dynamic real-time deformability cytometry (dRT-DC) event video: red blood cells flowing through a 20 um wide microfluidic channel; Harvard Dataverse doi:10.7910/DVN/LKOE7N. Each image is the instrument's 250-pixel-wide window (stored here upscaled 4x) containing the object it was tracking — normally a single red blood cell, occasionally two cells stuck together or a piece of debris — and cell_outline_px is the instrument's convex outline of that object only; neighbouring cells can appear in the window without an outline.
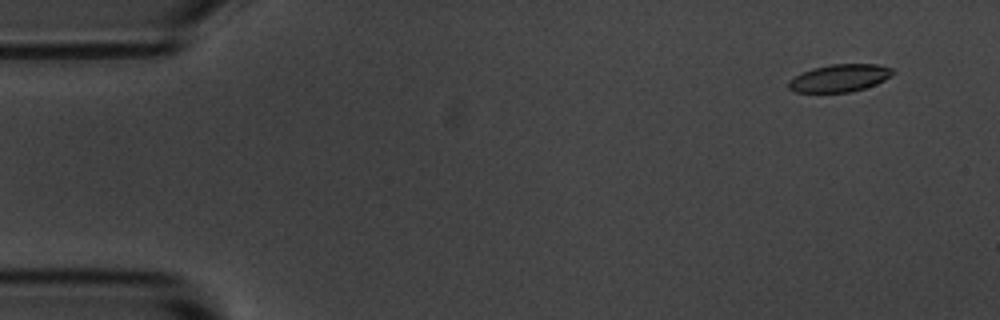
{"species": "common noctule bat (a hibernating species)", "species_latin": "Nyctalus noctula", "temperature_condition": "room temperature", "stored_images_in_passage": 52, "camera_frame_rate_fps": 3000, "um_per_image_px": 0.085, "animal": {"sex": "male", "body_mass_g": 20.1, "forearm_length_mm": 53.5}, "frame": {"image": 1, "passage_image": 1, "time_ms": 0.0, "image_size_px": [1000, 320], "cell_outline_px": [[896, 72], [884, 80], [876, 84], [852, 92], [796, 92], [788, 88], [788, 84], [796, 76], [812, 68], [832, 64], [876, 64], [892, 68]], "centroid_in_image_um": [71.41, 6.63], "position_along_channel_um": 13.6, "area_um2": 16.53}}
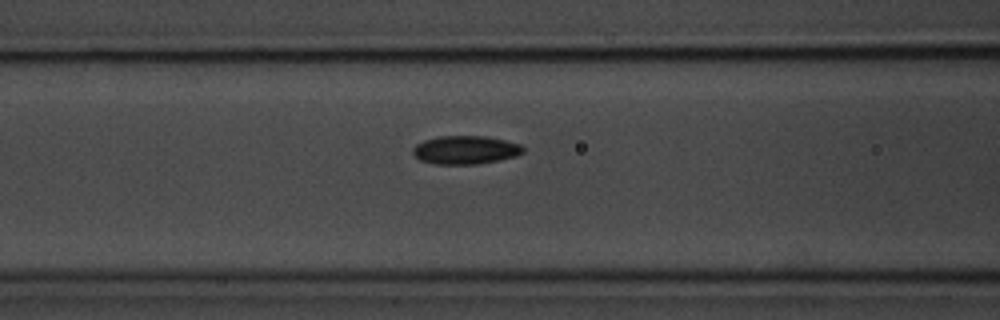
{"frame": {"image": 2, "passage_image": 19, "time_ms": 6.0, "image_size_px": [1000, 320], "cell_outline_px": [[524, 152], [516, 156], [476, 164], [432, 164], [420, 160], [412, 152], [412, 148], [416, 144], [424, 140], [440, 136], [484, 136], [504, 140], [520, 144], [524, 148]], "centroid_in_image_um": [39.54, 12.74], "position_along_channel_um": 127.1, "area_um2": 18.15}}
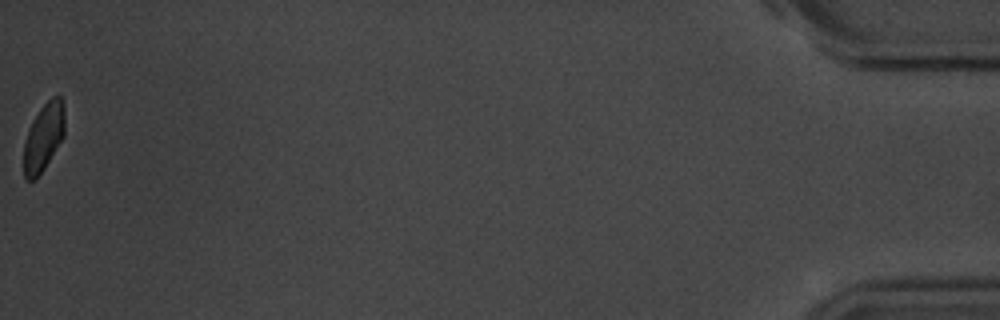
{"frame": {"image": 3, "passage_image": 52, "time_ms": 17.0, "image_size_px": [1000, 320], "cell_outline_px": [[64, 136], [44, 168], [36, 180], [24, 180], [24, 144], [28, 128], [32, 120], [40, 108], [52, 96], [60, 96], [64, 104]], "centroid_in_image_um": [3.7, 11.66], "position_along_channel_um": 431.5, "area_um2": 16.24}, "authors_computed_cell_mechanics": {"area_um2": 17.7735, "velocity_mm_per_s": 3.6718, "shape_relaxation_time_tau1_ms": 2.2052, "shape_relaxation_time_tau2_ms": 2.6112, "deformation_change_tau1": 0.1008, "deformation_change_tau2": 0.07}}